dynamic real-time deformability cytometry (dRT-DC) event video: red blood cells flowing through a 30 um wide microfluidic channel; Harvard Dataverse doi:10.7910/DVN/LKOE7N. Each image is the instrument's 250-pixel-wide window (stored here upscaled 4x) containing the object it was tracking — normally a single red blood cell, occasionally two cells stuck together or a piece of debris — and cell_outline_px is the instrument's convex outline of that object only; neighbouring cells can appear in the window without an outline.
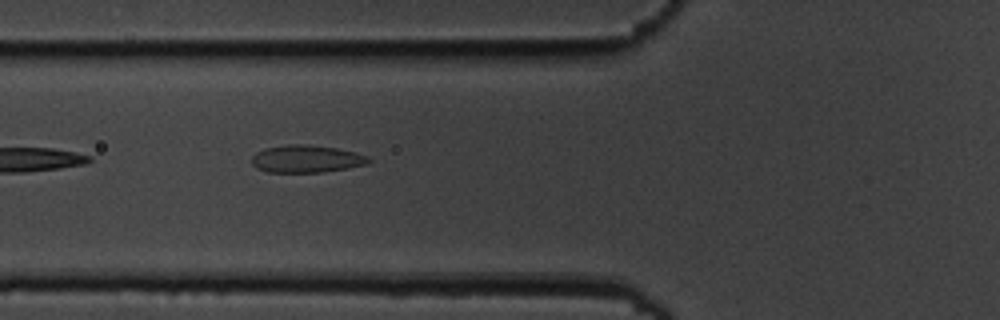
{"species": "common noctule bat (a hibernating species)", "species_latin": "Nyctalus noctula", "temperature_condition": "cold", "stored_images_in_passage": 2, "camera_frame_rate_fps": 3000, "um_per_image_px": 0.085, "animal": {"sex": "male", "body_mass_g": 19.5, "forearm_length_mm": 54.6}, "frame": {"image": 1, "passage_image": 2, "time_ms": 1.333, "image_size_px": [1000, 320], "cell_outline_px": [[372, 160], [368, 164], [348, 168], [324, 172], [268, 172], [256, 168], [252, 164], [252, 156], [256, 152], [264, 148], [288, 144], [304, 144], [336, 148], [356, 152], [368, 156]], "centroid_in_image_um": [26.05, 13.5], "position_along_channel_um": 99.7, "area_um2": 18.84}}